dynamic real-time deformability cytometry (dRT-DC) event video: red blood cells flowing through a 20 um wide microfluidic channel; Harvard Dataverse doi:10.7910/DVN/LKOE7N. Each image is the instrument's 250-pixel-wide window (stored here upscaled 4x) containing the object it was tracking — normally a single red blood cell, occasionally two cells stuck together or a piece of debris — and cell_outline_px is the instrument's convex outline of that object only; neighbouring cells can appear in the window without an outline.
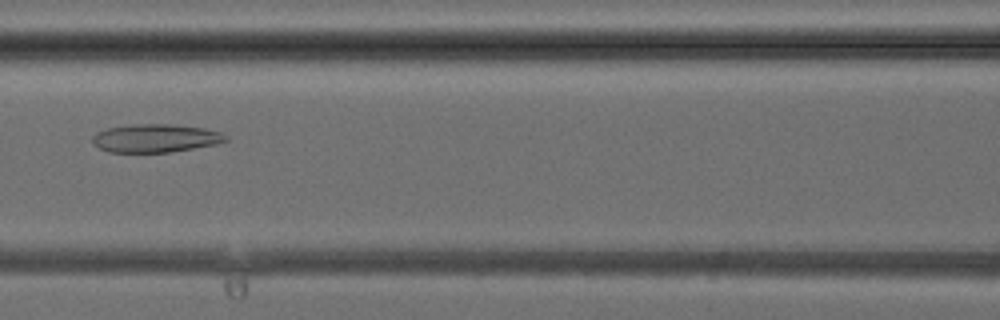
{"species": "common noctule bat (a hibernating species)", "species_latin": "Nyctalus noctula", "temperature_condition": "cold", "stored_images_in_passage": 43, "camera_frame_rate_fps": 3000, "um_per_image_px": 0.085, "animal": {"sex": "female", "body_mass_g": 24.6, "forearm_length_mm": 56.2}, "frame": {"image": 1, "passage_image": 19, "time_ms": 6.0, "image_size_px": [1000, 320], "cell_outline_px": [[228, 140], [216, 144], [168, 152], [108, 152], [92, 144], [92, 136], [96, 132], [108, 128], [136, 124], [172, 124], [204, 128], [220, 132], [228, 136]], "centroid_in_image_um": [13.2, 11.74], "position_along_channel_um": 153.4, "area_um2": 21.85}}
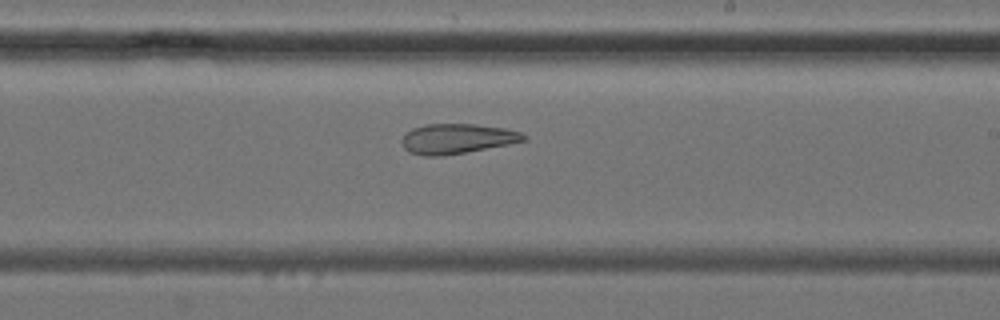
{"frame": {"image": 2, "passage_image": 25, "time_ms": 8.0, "image_size_px": [1000, 320], "cell_outline_px": [[528, 140], [508, 144], [444, 156], [424, 156], [408, 152], [404, 148], [400, 140], [404, 132], [412, 128], [424, 124], [476, 124], [504, 128], [520, 132], [528, 136]], "centroid_in_image_um": [38.8, 11.79], "position_along_channel_um": 250.2, "area_um2": 21.5}}
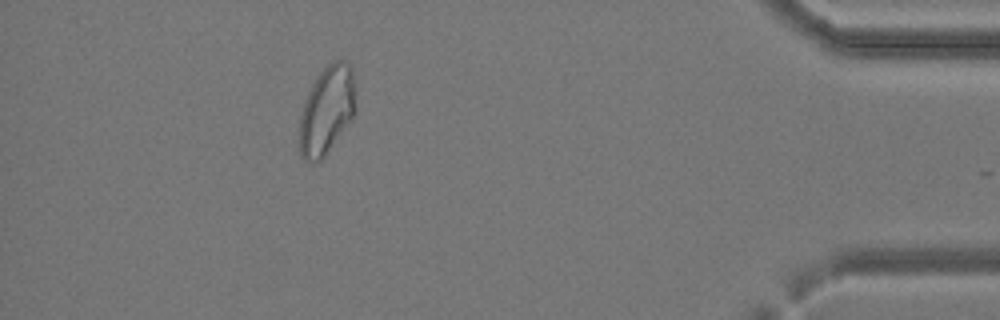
{"frame": {"image": 3, "passage_image": 38, "time_ms": 12.333, "image_size_px": [1000, 320], "cell_outline_px": [[356, 112], [352, 120], [324, 156], [316, 164], [312, 164], [304, 160], [300, 156], [300, 116], [304, 100], [316, 76], [332, 60], [344, 60], [352, 68], [356, 92]], "centroid_in_image_um": [27.8, 9.37], "position_along_channel_um": 407.4, "area_um2": 29.36}}